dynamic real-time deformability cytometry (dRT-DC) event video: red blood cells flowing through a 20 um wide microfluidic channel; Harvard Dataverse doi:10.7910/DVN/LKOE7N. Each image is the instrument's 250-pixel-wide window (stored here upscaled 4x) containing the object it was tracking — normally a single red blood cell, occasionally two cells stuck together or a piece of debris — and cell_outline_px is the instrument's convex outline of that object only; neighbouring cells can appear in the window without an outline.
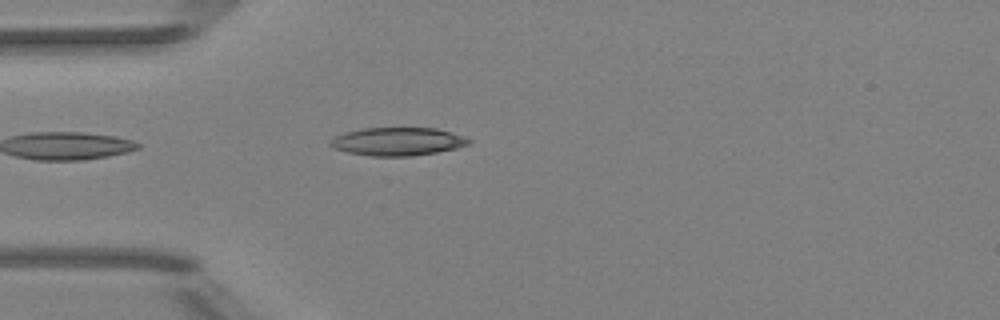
{"species": "Egyptian fruit bat (a non-hibernating species)", "species_latin": "Rousettus aegyptiacus", "temperature_condition": "room temperature", "stored_images_in_passage": 5, "camera_frame_rate_fps": 3000, "um_per_image_px": 0.085, "animal": {"sex": "female"}, "frame": {"image": 1, "passage_image": 5, "time_ms": 5.333, "image_size_px": [1000, 320], "cell_outline_px": [[472, 140], [468, 144], [456, 148], [436, 152], [412, 156], [372, 156], [348, 152], [332, 148], [328, 144], [336, 136], [344, 132], [360, 128], [436, 128]], "centroid_in_image_um": [33.74, 12.03], "position_along_channel_um": 51.3, "area_um2": 22.48}}